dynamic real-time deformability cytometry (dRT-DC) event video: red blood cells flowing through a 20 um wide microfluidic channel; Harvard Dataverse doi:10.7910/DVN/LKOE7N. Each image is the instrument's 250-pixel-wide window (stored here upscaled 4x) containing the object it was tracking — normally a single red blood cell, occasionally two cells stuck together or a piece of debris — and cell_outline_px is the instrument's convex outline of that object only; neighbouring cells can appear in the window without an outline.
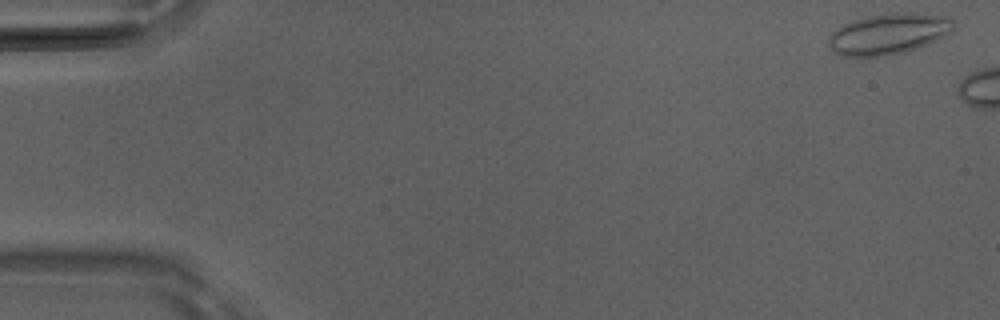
{"species": "Egyptian fruit bat (a non-hibernating species)", "species_latin": "Rousettus aegyptiacus", "temperature_condition": "room temperature", "stored_images_in_passage": 10, "camera_frame_rate_fps": 3000, "um_per_image_px": 0.085, "animal": {"sex": "male"}, "frame": {"image": 1, "passage_image": 1, "time_ms": 0.0, "image_size_px": [1000, 320], "cell_outline_px": [[956, 24], [952, 32], [928, 44], [916, 48], [884, 56], [860, 60], [840, 56], [832, 52], [828, 44], [828, 36], [836, 28], [852, 20], [868, 16], [892, 12], [912, 12], [948, 16]], "centroid_in_image_um": [75.47, 2.9], "position_along_channel_um": 9.5, "area_um2": 30.69}}